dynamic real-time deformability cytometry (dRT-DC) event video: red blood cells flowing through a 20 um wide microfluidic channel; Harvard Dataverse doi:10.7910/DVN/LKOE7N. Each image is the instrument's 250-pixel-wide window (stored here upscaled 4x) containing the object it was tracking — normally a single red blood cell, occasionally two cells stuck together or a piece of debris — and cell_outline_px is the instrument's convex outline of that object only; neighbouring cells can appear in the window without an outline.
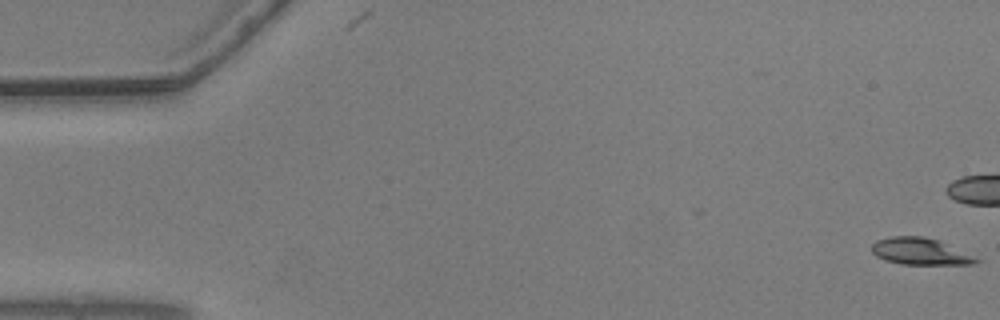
{"species": "common noctule bat (a hibernating species)", "species_latin": "Nyctalus noctula", "temperature_condition": "warm", "stored_images_in_passage": 17, "camera_frame_rate_fps": 3000, "um_per_image_px": 0.085, "animal": {"sex": "male", "body_mass_g": 20.5, "forearm_length_mm": 52.5}, "frame": {"image": 1, "passage_image": 1, "time_ms": 0.0, "image_size_px": [1000, 320], "cell_outline_px": [[980, 260], [972, 264], [900, 264], [884, 260], [876, 256], [872, 252], [872, 244], [876, 240], [892, 236], [924, 236], [940, 240]], "centroid_in_image_um": [78.15, 21.36], "position_along_channel_um": 6.8, "area_um2": 16.18}}